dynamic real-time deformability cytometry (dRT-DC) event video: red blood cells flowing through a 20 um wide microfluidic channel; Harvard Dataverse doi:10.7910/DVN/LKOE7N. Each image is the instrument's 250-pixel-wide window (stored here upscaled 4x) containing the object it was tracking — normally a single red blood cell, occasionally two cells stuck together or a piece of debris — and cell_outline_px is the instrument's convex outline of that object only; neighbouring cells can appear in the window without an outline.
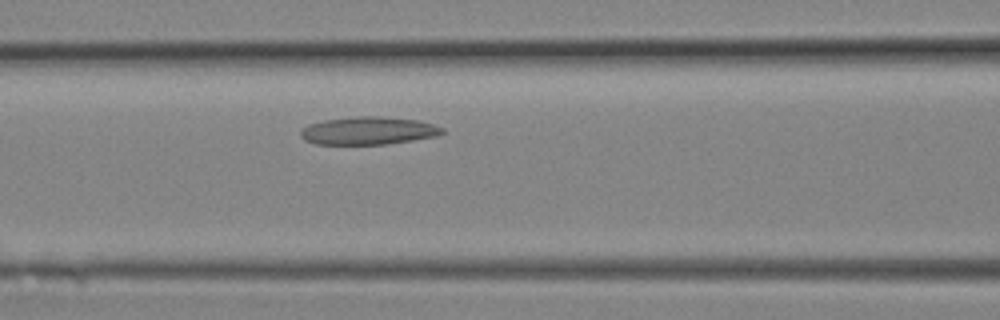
{"species": "Egyptian fruit bat (a non-hibernating species)", "species_latin": "Rousettus aegyptiacus", "temperature_condition": "room temperature", "stored_images_in_passage": 6, "camera_frame_rate_fps": 3000, "um_per_image_px": 0.085, "animal": {"sex": "female"}, "frame": {"image": 1, "passage_image": 6, "time_ms": 1.667, "image_size_px": [1000, 320], "cell_outline_px": [[444, 132], [436, 136], [412, 140], [384, 144], [316, 144], [304, 140], [300, 136], [300, 132], [308, 124], [324, 120], [356, 116], [380, 116], [416, 120], [432, 124], [444, 128]], "centroid_in_image_um": [31.28, 11.11], "position_along_channel_um": 135.3, "area_um2": 22.83}}